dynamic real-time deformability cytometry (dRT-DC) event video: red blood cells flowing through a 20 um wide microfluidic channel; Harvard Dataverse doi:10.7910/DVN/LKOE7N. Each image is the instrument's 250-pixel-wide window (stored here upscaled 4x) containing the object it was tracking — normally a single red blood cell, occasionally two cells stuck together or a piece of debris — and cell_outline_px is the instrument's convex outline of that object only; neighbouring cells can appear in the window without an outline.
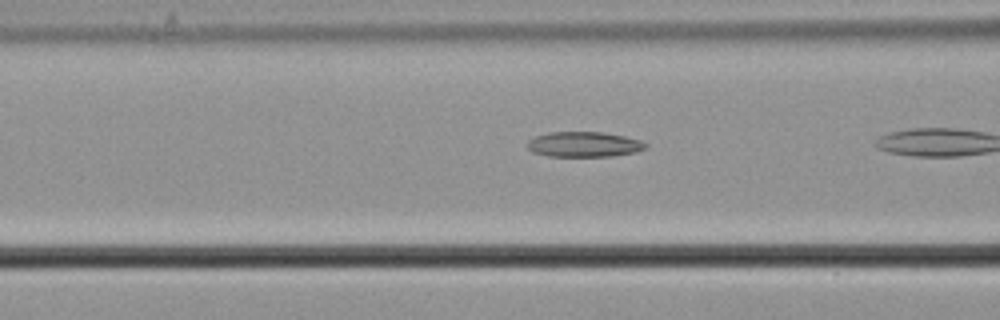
{"species": "common noctule bat (a hibernating species)", "species_latin": "Nyctalus noctula", "temperature_condition": "cold", "stored_images_in_passage": 16, "camera_frame_rate_fps": 3000, "um_per_image_px": 0.085, "animal": {"sex": "male", "body_mass_g": 21.5, "forearm_length_mm": 52.0}, "frame": {"image": 1, "passage_image": 14, "time_ms": 4.333, "image_size_px": [1000, 320], "cell_outline_px": [[648, 148], [636, 152], [612, 156], [548, 156], [532, 152], [528, 148], [528, 140], [536, 136], [548, 132], [604, 132], [624, 136], [640, 140], [648, 144]], "centroid_in_image_um": [49.66, 12.27], "position_along_channel_um": 116.9, "area_um2": 17.46}}